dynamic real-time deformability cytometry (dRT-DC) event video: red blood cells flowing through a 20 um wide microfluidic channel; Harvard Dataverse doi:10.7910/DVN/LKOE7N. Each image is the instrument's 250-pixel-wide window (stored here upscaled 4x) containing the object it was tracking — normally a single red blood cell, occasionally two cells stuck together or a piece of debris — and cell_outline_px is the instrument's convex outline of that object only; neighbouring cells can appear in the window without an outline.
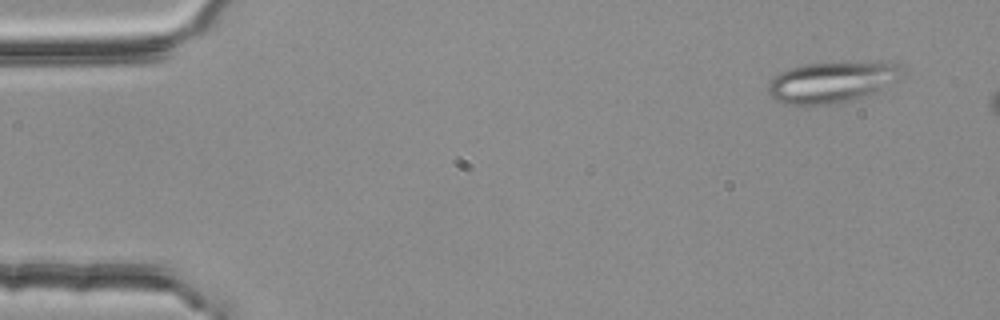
{"species": "common noctule bat (a hibernating species)", "species_latin": "Nyctalus noctula", "temperature_condition": "room temperature", "stored_images_in_passage": 4, "camera_frame_rate_fps": 3000, "um_per_image_px": 0.085, "animal": {"sex": "female", "body_mass_g": 25.1}, "frame": {"image": 1, "passage_image": 1, "time_ms": 0.0, "image_size_px": [1000, 320], "cell_outline_px": [[908, 76], [868, 96], [856, 100], [836, 104], [784, 104], [776, 100], [768, 92], [768, 84], [780, 72], [788, 68], [804, 64], [880, 60], [892, 60], [900, 64], [908, 72]], "centroid_in_image_um": [70.91, 6.94], "position_along_channel_um": 14.1, "area_um2": 33.41}}